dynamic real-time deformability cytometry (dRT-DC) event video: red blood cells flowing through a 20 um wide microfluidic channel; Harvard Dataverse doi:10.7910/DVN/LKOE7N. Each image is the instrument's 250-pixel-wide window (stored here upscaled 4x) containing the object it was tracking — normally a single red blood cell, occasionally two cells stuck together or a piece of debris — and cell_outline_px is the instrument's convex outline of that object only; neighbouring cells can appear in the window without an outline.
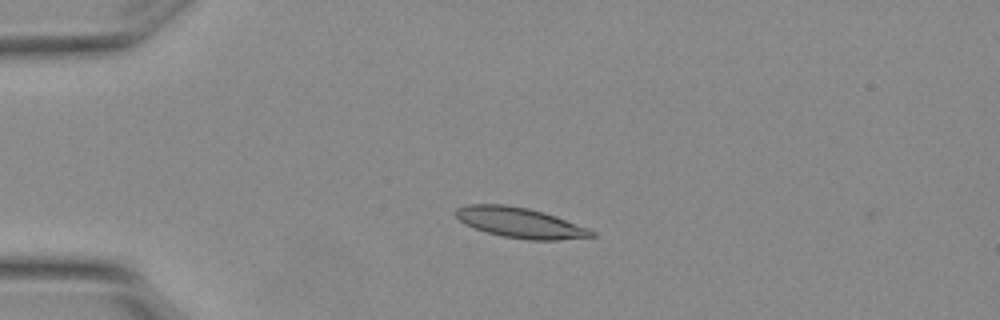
{"species": "Egyptian fruit bat (a non-hibernating species)", "species_latin": "Rousettus aegyptiacus", "temperature_condition": "warm", "stored_images_in_passage": 6, "camera_frame_rate_fps": 3000, "um_per_image_px": 0.085, "animal": {"sex": "female"}, "frame": {"image": 1, "passage_image": 4, "time_ms": 1.0, "image_size_px": [1000, 320], "cell_outline_px": [[596, 236], [556, 240], [528, 240], [504, 236], [488, 232], [464, 224], [452, 212], [456, 208], [464, 204], [504, 204], [528, 208], [544, 212], [556, 216], [588, 228], [596, 232]], "centroid_in_image_um": [44.18, 18.91], "position_along_channel_um": 40.8, "area_um2": 23.99}}
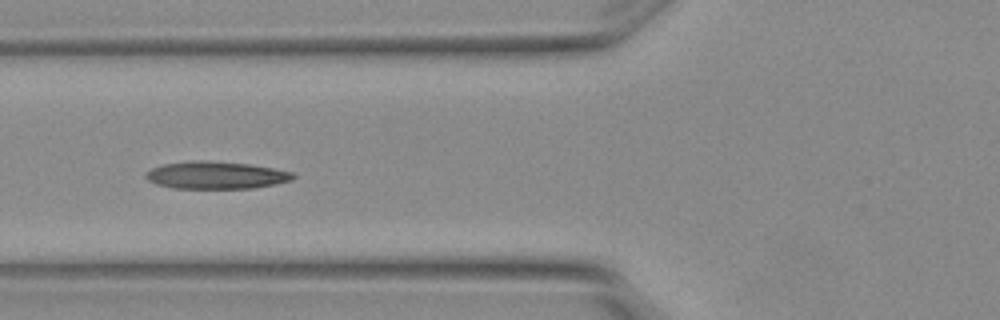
{"frame": {"image": 2, "passage_image": 6, "time_ms": 1.667, "image_size_px": [1000, 320], "cell_outline_px": [[296, 176], [292, 180], [276, 184], [252, 188], [172, 188], [156, 184], [148, 180], [144, 176], [152, 168], [164, 164], [192, 160], [204, 160], [248, 164], [272, 168], [292, 172]], "centroid_in_image_um": [18.36, 14.89], "position_along_channel_um": 107.4, "area_um2": 23.41}}